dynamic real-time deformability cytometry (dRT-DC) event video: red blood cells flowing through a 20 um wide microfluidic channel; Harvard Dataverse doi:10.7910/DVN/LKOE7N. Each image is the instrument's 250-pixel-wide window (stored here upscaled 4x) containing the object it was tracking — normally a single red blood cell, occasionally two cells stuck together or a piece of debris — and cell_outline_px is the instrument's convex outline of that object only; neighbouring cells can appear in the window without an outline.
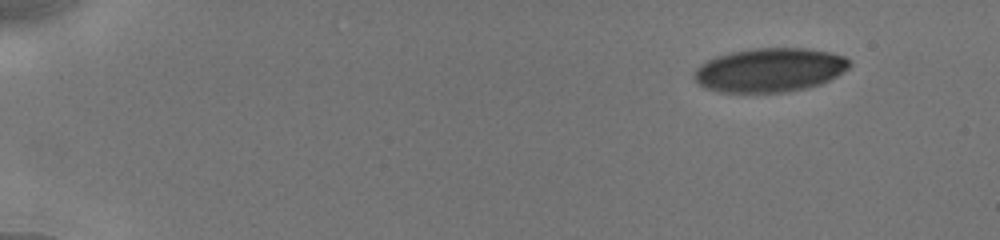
{"species": "human", "species_latin": "Homo sapiens", "temperature_condition": "cold", "stored_images_in_passage": 71, "camera_frame_rate_fps": 3000, "um_per_image_px": 0.085, "donor": {"sex": "male"}, "frame": {"image": 1, "passage_image": 1, "time_ms": 0.0, "image_size_px": [1000, 240], "cell_outline_px": [[852, 64], [848, 68], [836, 76], [820, 84], [808, 88], [784, 92], [720, 92], [704, 88], [692, 76], [696, 68], [700, 64], [716, 56], [732, 52], [756, 48], [804, 48], [828, 52], [844, 56]], "centroid_in_image_um": [65.41, 5.95], "position_along_channel_um": 19.6, "area_um2": 39.65}}
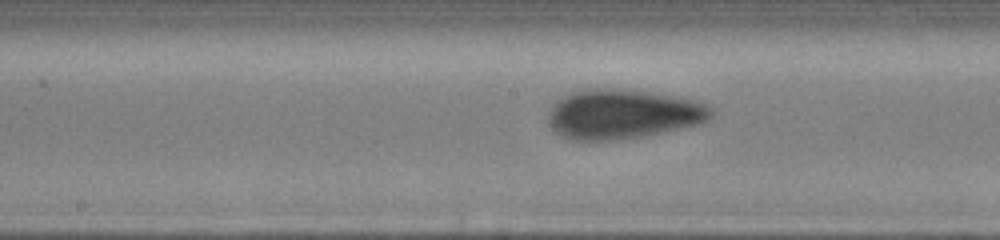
{"frame": {"image": 2, "passage_image": 31, "time_ms": 8.0, "image_size_px": [1000, 240], "cell_outline_px": [[716, 112], [708, 120], [700, 124], [644, 136], [608, 140], [572, 140], [556, 132], [548, 124], [548, 112], [556, 100], [572, 92], [588, 88], [624, 88], [696, 100], [716, 108]], "centroid_in_image_um": [52.97, 9.68], "position_along_channel_um": 195.2, "area_um2": 47.34}}
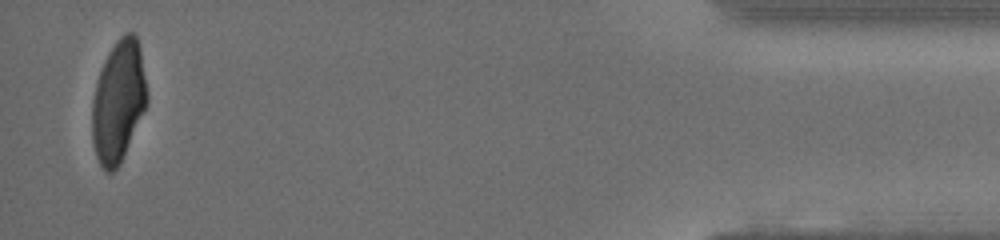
{"frame": {"image": 3, "passage_image": 68, "time_ms": 15.667, "image_size_px": [1000, 240], "cell_outline_px": [[148, 104], [120, 164], [112, 172], [108, 172], [100, 164], [96, 156], [92, 140], [92, 100], [96, 80], [104, 60], [116, 40], [124, 32], [132, 32], [136, 36], [140, 48], [148, 96]], "centroid_in_image_um": [10.06, 8.6], "position_along_channel_um": 425.1, "area_um2": 39.13}, "authors_computed_cell_mechanics": {"area_um2": 42.3674, "velocity_mm_per_s": 3.8921, "shape_relaxation_time_tau1_ms": 4.9902, "shape_relaxation_time_tau2_ms": 1.091, "deformation_change_tau1": 0.1353, "deformation_change_tau2": 0.0459}}